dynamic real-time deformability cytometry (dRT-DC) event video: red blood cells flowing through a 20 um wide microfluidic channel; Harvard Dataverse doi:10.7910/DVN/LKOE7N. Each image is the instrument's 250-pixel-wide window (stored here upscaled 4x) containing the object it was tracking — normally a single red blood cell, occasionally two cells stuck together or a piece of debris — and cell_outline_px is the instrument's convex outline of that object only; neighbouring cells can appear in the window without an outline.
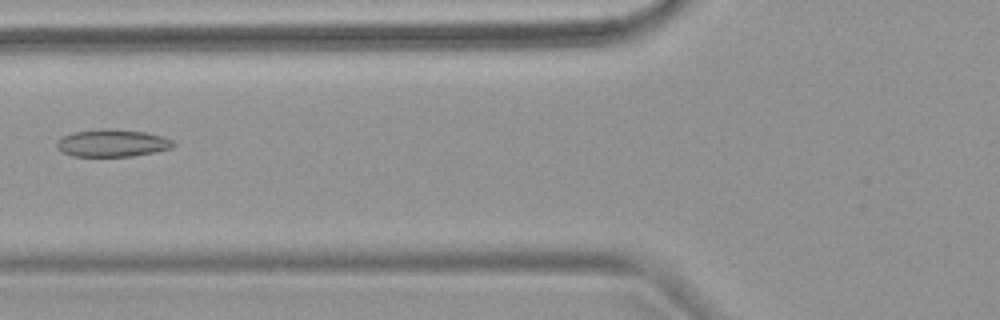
{"species": "common noctule bat (a hibernating species)", "species_latin": "Nyctalus noctula", "temperature_condition": "warm", "stored_images_in_passage": 5, "camera_frame_rate_fps": 3000, "um_per_image_px": 0.085, "animal": {"sex": "female", "body_mass_g": 18.4}, "frame": {"image": 1, "passage_image": 5, "time_ms": 4.667, "image_size_px": [1000, 320], "cell_outline_px": [[176, 144], [172, 148], [156, 152], [132, 156], [72, 156], [60, 152], [56, 148], [56, 140], [72, 132], [100, 128], [112, 128], [144, 132], [160, 136], [172, 140]], "centroid_in_image_um": [9.5, 12.16], "position_along_channel_um": 116.3, "area_um2": 18.84}}